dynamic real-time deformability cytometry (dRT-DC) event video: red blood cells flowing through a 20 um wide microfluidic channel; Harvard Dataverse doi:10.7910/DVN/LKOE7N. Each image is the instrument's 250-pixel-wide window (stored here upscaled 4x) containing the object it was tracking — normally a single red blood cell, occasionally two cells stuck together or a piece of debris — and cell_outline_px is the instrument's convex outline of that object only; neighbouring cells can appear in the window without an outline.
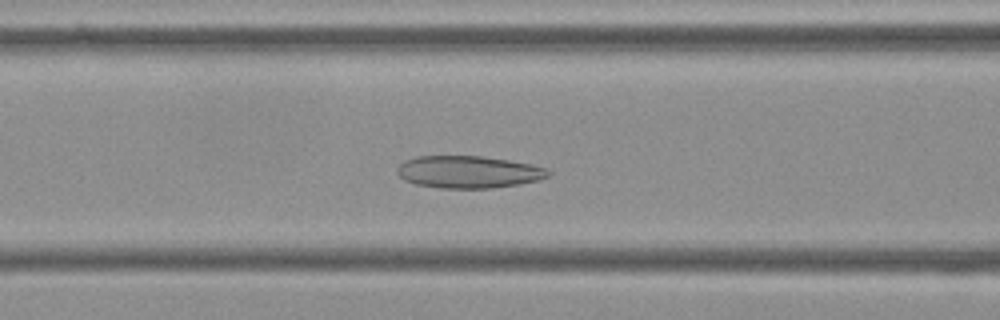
{"species": "Egyptian fruit bat (a non-hibernating species)", "species_latin": "Rousettus aegyptiacus", "temperature_condition": "cold", "stored_images_in_passage": 53, "camera_frame_rate_fps": 3000, "um_per_image_px": 0.085, "frame": {"image": 1, "passage_image": 20, "time_ms": 6.333, "image_size_px": [1000, 320], "cell_outline_px": [[552, 172], [548, 176], [540, 180], [520, 184], [492, 188], [440, 188], [416, 184], [404, 180], [396, 172], [396, 168], [404, 160], [416, 156], [480, 156], [508, 160], [532, 164], [548, 168]], "centroid_in_image_um": [39.83, 14.61], "position_along_channel_um": 126.8, "area_um2": 28.61}}
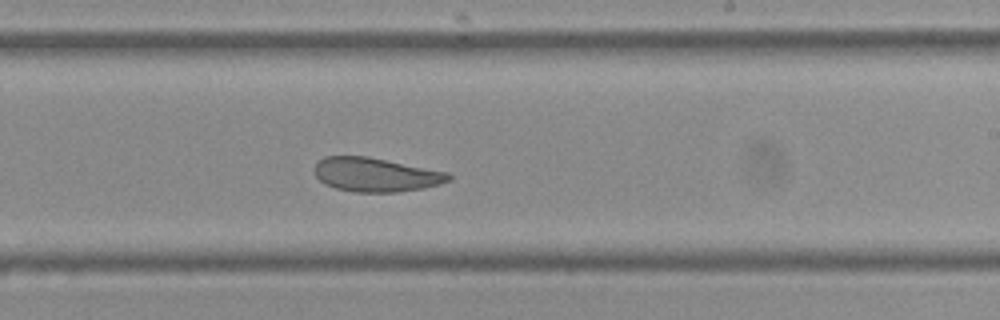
{"frame": {"image": 2, "passage_image": 31, "time_ms": 10.0, "image_size_px": [1000, 320], "cell_outline_px": [[452, 180], [440, 184], [424, 188], [396, 192], [356, 192], [336, 188], [324, 184], [316, 176], [316, 164], [324, 156], [368, 156], [448, 172], [452, 176]], "centroid_in_image_um": [31.98, 14.85], "position_along_channel_um": 257.0, "area_um2": 26.53}}
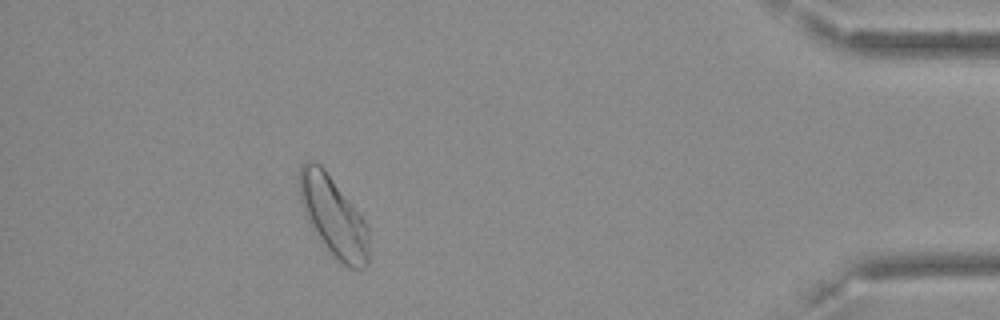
{"frame": {"image": 3, "passage_image": 48, "time_ms": 15.667, "image_size_px": [1000, 320], "cell_outline_px": [[368, 264], [364, 268], [348, 268], [328, 252], [312, 228], [308, 220], [300, 200], [300, 164], [304, 160], [312, 160], [320, 164], [324, 168], [364, 220], [368, 228]], "centroid_in_image_um": [28.33, 18.4], "position_along_channel_um": 406.9, "area_um2": 31.96}, "authors_computed_cell_mechanics": {"area_um2": 29.478, "velocity_mm_per_s": 3.5596, "shape_relaxation_time_tau1_ms": null, "shape_relaxation_time_tau2_ms": 3.0526, "deformation_change_tau1": null, "deformation_change_tau2": 0.0911}}